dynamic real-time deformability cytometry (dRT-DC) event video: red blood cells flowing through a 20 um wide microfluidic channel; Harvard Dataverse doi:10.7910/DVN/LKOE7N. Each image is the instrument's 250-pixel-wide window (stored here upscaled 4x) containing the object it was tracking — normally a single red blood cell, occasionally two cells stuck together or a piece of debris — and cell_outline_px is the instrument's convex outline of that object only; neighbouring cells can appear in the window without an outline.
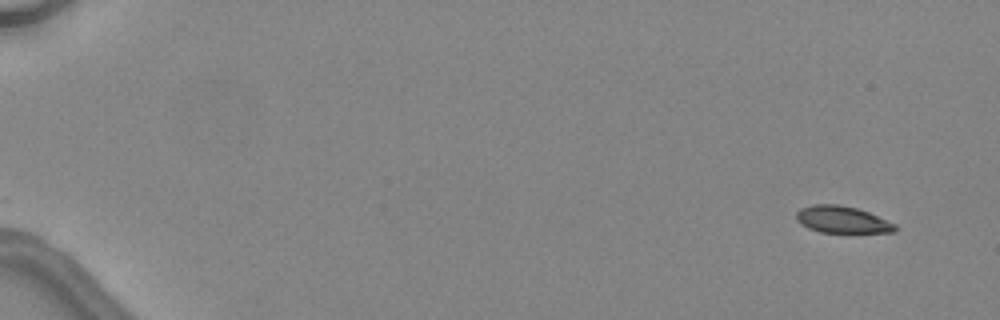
{"species": "common noctule bat (a hibernating species)", "species_latin": "Nyctalus noctula", "temperature_condition": "warm", "stored_images_in_passage": 3, "camera_frame_rate_fps": 3000, "um_per_image_px": 0.085, "animal": {"sex": "female", "body_mass_g": 24.6, "forearm_length_mm": 56.2}, "frame": {"image": 1, "passage_image": 1, "time_ms": 0.0, "image_size_px": [1000, 320], "cell_outline_px": [[896, 232], [820, 232], [808, 228], [800, 224], [796, 220], [796, 212], [800, 208], [812, 204], [836, 204], [856, 208], [868, 212], [896, 224]], "centroid_in_image_um": [71.54, 18.66], "position_along_channel_um": 13.5, "area_um2": 15.43}}